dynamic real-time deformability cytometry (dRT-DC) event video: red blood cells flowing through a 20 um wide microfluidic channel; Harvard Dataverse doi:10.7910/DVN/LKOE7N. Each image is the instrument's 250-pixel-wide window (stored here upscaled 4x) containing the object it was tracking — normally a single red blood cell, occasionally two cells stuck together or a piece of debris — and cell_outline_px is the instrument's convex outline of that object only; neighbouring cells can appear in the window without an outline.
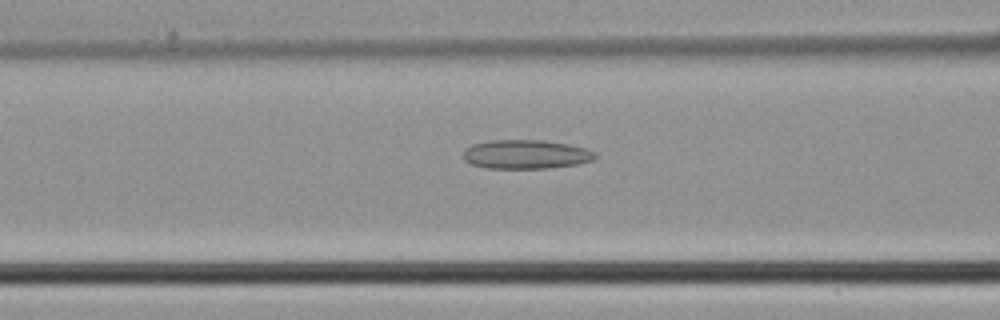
{"species": "common noctule bat (a hibernating species)", "species_latin": "Nyctalus noctula", "temperature_condition": "cold", "stored_images_in_passage": 24, "camera_frame_rate_fps": 3000, "um_per_image_px": 0.085, "animal": {"sex": "male", "body_mass_g": 21.5, "forearm_length_mm": 52.0}, "frame": {"image": 1, "passage_image": 11, "time_ms": 3.333, "image_size_px": [1000, 320], "cell_outline_px": [[596, 156], [592, 160], [576, 164], [548, 168], [488, 168], [472, 164], [464, 160], [464, 148], [472, 144], [488, 140], [544, 140], [568, 144], [584, 148], [596, 152]], "centroid_in_image_um": [44.67, 13.11], "position_along_channel_um": 121.9, "area_um2": 22.25}}
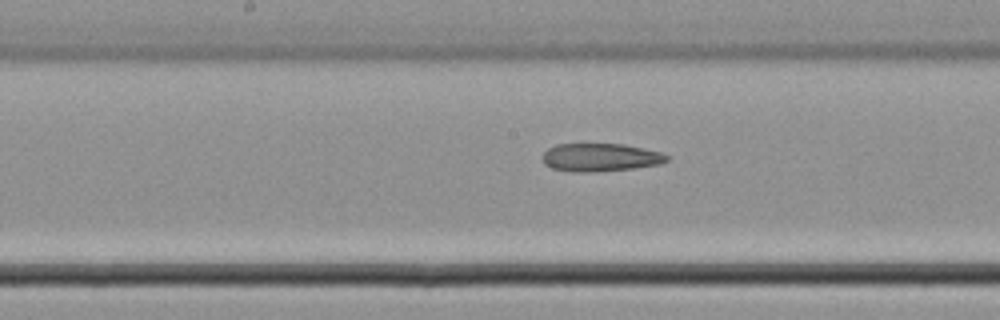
{"frame": {"image": 2, "passage_image": 16, "time_ms": 5.0, "image_size_px": [1000, 320], "cell_outline_px": [[668, 160], [660, 164], [632, 168], [596, 172], [576, 172], [552, 168], [544, 164], [544, 152], [548, 148], [556, 144], [624, 144], [644, 148], [660, 152], [668, 156]], "centroid_in_image_um": [51.03, 13.37], "position_along_channel_um": 197.2, "area_um2": 20.23}}
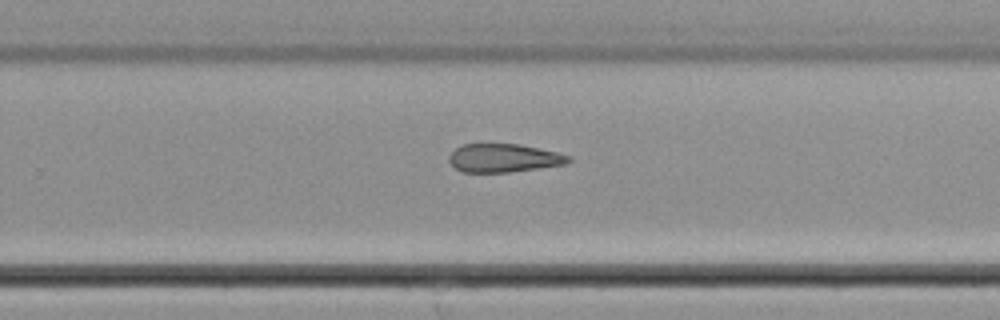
{"frame": {"image": 3, "passage_image": 22, "time_ms": 7.0, "image_size_px": [1000, 320], "cell_outline_px": [[572, 160], [564, 164], [508, 172], [464, 172], [456, 168], [448, 160], [448, 156], [456, 148], [464, 144], [520, 144], [556, 152], [568, 156]], "centroid_in_image_um": [42.78, 13.42], "position_along_channel_um": 287.0, "area_um2": 19.42}}